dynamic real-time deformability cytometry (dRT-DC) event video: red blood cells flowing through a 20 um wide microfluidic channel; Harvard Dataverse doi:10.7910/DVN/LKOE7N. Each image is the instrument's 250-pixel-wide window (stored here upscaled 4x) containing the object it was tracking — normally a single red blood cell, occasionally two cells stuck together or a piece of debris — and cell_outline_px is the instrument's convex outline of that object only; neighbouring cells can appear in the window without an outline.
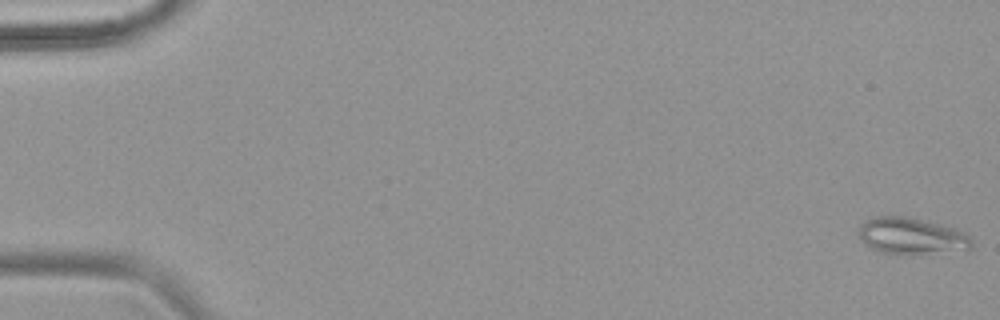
{"species": "common noctule bat (a hibernating species)", "species_latin": "Nyctalus noctula", "temperature_condition": "warm", "stored_images_in_passage": 54, "camera_frame_rate_fps": 3000, "um_per_image_px": 0.085, "animal": {"sex": "female", "body_mass_g": 18.4}, "frame": {"image": 1, "passage_image": 1, "time_ms": 0.0, "image_size_px": [1000, 320], "cell_outline_px": [[972, 248], [968, 252], [908, 256], [880, 252], [868, 248], [860, 236], [860, 224], [876, 216], [904, 216], [952, 228], [964, 232], [972, 236]], "centroid_in_image_um": [77.57, 20.14], "position_along_channel_um": 7.4, "area_um2": 24.8}}
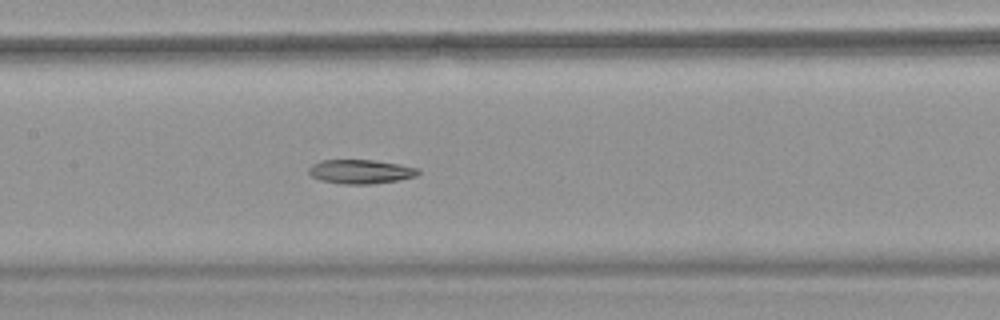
{"frame": {"image": 2, "passage_image": 27, "time_ms": 8.667, "image_size_px": [1000, 320], "cell_outline_px": [[420, 172], [416, 176], [400, 180], [372, 184], [340, 184], [320, 180], [312, 176], [308, 172], [308, 168], [312, 164], [320, 160], [372, 160], [400, 164], [416, 168]], "centroid_in_image_um": [30.63, 14.59], "position_along_channel_um": 176.8, "area_um2": 15.43}}
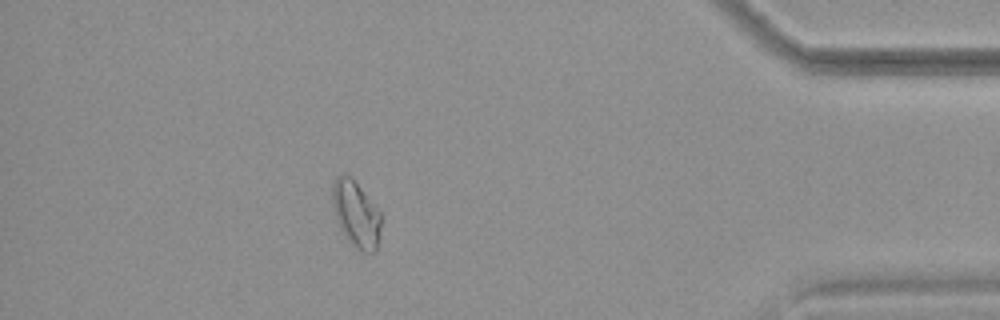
{"frame": {"image": 3, "passage_image": 48, "time_ms": 15.667, "image_size_px": [1000, 320], "cell_outline_px": [[380, 236], [376, 248], [372, 252], [360, 252], [344, 236], [336, 220], [332, 200], [332, 184], [336, 176], [344, 172], [352, 176], [380, 212]], "centroid_in_image_um": [30.24, 18.16], "position_along_channel_um": 405.0, "area_um2": 18.96}}